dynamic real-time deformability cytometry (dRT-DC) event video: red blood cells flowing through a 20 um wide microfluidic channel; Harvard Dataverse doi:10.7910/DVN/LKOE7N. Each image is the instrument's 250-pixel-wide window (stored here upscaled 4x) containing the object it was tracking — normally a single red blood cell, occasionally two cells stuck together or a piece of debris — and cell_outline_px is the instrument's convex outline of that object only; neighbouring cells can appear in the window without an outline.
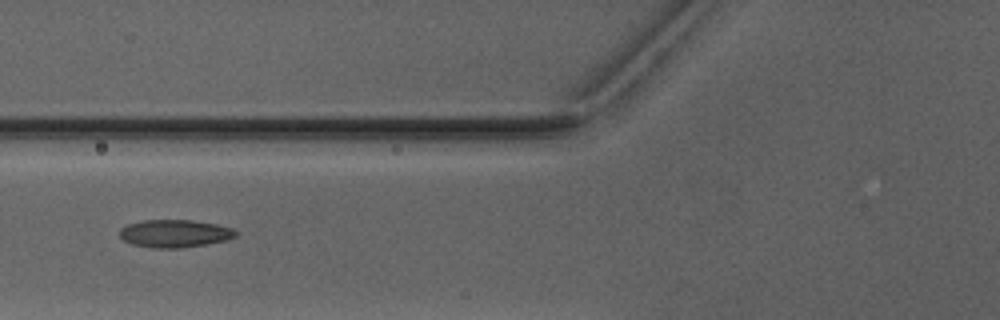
{"species": "Egyptian fruit bat (a non-hibernating species)", "species_latin": "Rousettus aegyptiacus", "temperature_condition": "warm", "stored_images_in_passage": 7, "camera_frame_rate_fps": 3000, "um_per_image_px": 0.085, "animal": {"sex": "male"}, "frame": {"image": 1, "passage_image": 6, "time_ms": 7.0, "image_size_px": [1000, 320], "cell_outline_px": [[236, 236], [228, 240], [180, 248], [152, 248], [132, 244], [124, 240], [120, 236], [120, 228], [128, 224], [144, 220], [192, 220], [216, 224], [232, 228], [236, 232]], "centroid_in_image_um": [14.84, 19.85], "position_along_channel_um": 111.0, "area_um2": 18.67}}
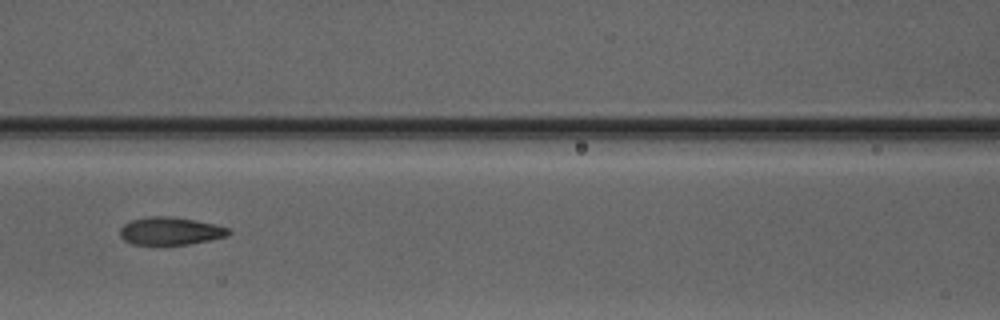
{"frame": {"image": 2, "passage_image": 7, "time_ms": 8.0, "image_size_px": [1000, 320], "cell_outline_px": [[232, 232], [228, 236], [188, 244], [132, 244], [124, 240], [120, 236], [120, 228], [124, 224], [132, 220], [148, 216], [168, 216], [196, 220], [216, 224], [228, 228]], "centroid_in_image_um": [14.49, 19.62], "position_along_channel_um": 152.1, "area_um2": 17.51}}